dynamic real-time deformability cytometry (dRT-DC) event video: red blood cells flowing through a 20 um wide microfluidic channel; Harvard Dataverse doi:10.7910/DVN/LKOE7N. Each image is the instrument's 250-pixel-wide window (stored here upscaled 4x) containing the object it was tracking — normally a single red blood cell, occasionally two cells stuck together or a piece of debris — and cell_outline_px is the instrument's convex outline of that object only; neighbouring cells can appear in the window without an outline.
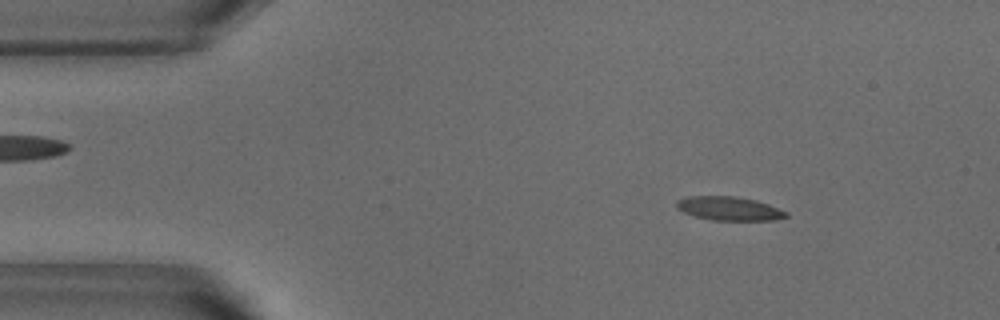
{"species": "common noctule bat (a hibernating species)", "species_latin": "Nyctalus noctula", "temperature_condition": "warm", "stored_images_in_passage": 52, "camera_frame_rate_fps": 3000, "um_per_image_px": 0.085, "animal": {"sex": "male", "body_mass_g": 18.8}, "frame": {"image": 1, "passage_image": 7, "time_ms": 2.0, "image_size_px": [1000, 320], "cell_outline_px": [[788, 216], [776, 220], [712, 220], [696, 216], [684, 212], [676, 208], [676, 200], [688, 196], [736, 196], [756, 200], [768, 204], [788, 212]], "centroid_in_image_um": [61.98, 17.72], "position_along_channel_um": 23.0, "area_um2": 15.2}}
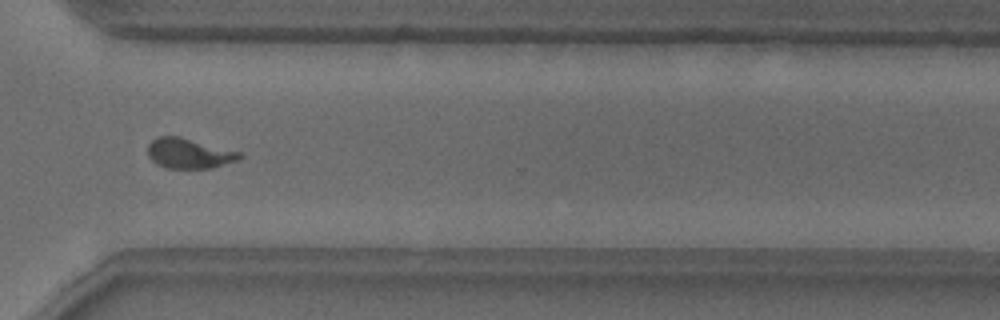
{"frame": {"image": 2, "passage_image": 38, "time_ms": 12.333, "image_size_px": [1000, 320], "cell_outline_px": [[244, 156], [240, 160], [212, 168], [168, 168], [156, 164], [148, 156], [148, 144], [156, 136], [176, 136], [240, 152]], "centroid_in_image_um": [16.07, 13.05], "position_along_channel_um": 354.5, "area_um2": 16.01}}
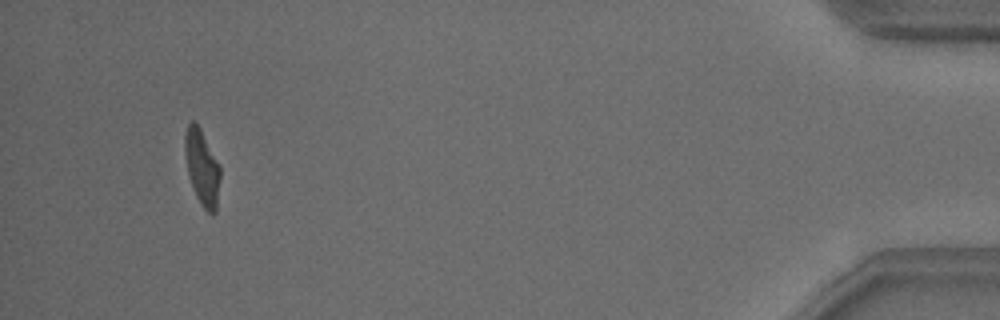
{"frame": {"image": 3, "passage_image": 49, "time_ms": 16.0, "image_size_px": [1000, 320], "cell_outline_px": [[220, 180], [216, 212], [212, 216], [200, 204], [192, 188], [188, 176], [184, 152], [184, 136], [188, 124], [192, 120], [200, 128], [220, 164]], "centroid_in_image_um": [17.17, 14.26], "position_along_channel_um": 418.0, "area_um2": 15.84}, "authors_computed_cell_mechanics": {"area_um2": 15.8661, "velocity_mm_per_s": 3.8222, "shape_relaxation_time_tau1_ms": 3.6543, "shape_relaxation_time_tau2_ms": 1.0557, "deformation_change_tau1": 0.2113, "deformation_change_tau2": 0.0969}}